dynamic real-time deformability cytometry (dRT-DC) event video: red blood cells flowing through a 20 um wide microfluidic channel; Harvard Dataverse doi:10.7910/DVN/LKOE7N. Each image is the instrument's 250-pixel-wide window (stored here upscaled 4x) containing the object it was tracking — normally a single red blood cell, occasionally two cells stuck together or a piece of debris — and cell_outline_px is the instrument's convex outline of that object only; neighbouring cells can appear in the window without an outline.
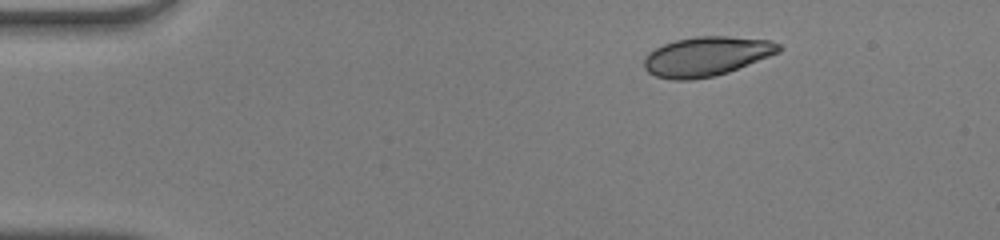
{"species": "human", "species_latin": "Homo sapiens", "temperature_condition": "warm", "stored_images_in_passage": 10, "camera_frame_rate_fps": 3000, "um_per_image_px": 0.085, "donor": {"sex": "male"}, "frame": {"image": 1, "passage_image": 1, "time_ms": 0.0, "image_size_px": [1000, 240], "cell_outline_px": [[772, 52], [732, 68], [720, 72], [704, 76], [664, 76], [664, 48], [672, 44], [688, 40], [748, 40]], "centroid_in_image_um": [60.23, 4.8], "position_along_channel_um": 24.8, "area_um2": 21.1}}